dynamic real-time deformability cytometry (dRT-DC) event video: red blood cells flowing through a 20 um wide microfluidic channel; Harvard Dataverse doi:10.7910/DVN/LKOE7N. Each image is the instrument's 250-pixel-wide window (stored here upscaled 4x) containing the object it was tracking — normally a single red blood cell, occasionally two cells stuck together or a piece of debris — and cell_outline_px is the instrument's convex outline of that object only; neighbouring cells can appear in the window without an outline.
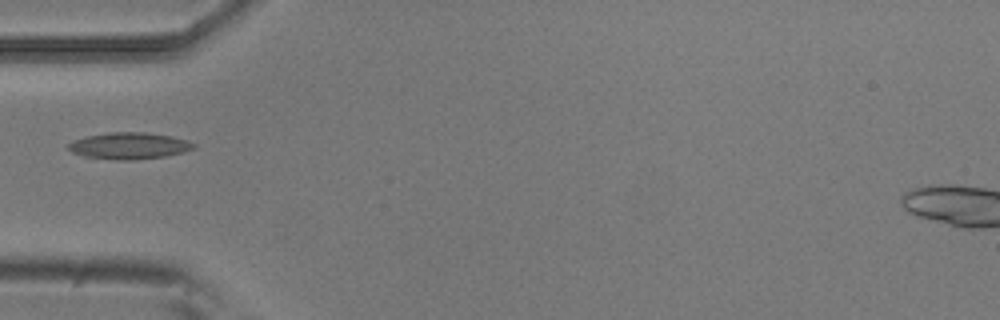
{"species": "common noctule bat (a hibernating species)", "species_latin": "Nyctalus noctula", "temperature_condition": "room temperature", "stored_images_in_passage": 6, "camera_frame_rate_fps": 3000, "um_per_image_px": 0.085, "animal": {"sex": "male", "body_mass_g": 20.5, "forearm_length_mm": 52.5}, "frame": {"image": 1, "passage_image": 2, "time_ms": 0.333, "image_size_px": [1000, 320], "cell_outline_px": [[196, 148], [184, 152], [164, 156], [132, 160], [116, 160], [84, 156], [72, 152], [68, 148], [68, 144], [76, 140], [88, 136], [108, 132], [144, 132], [172, 136], [188, 140], [196, 144]], "centroid_in_image_um": [11.03, 12.39], "position_along_channel_um": 74.0, "area_um2": 19.36}}
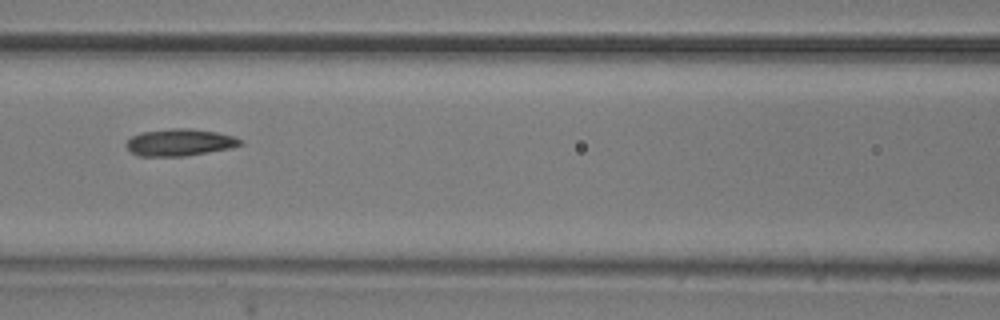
{"frame": {"image": 2, "passage_image": 4, "time_ms": 1.0, "image_size_px": [1000, 320], "cell_outline_px": [[244, 144], [232, 148], [184, 156], [136, 156], [124, 144], [132, 136], [140, 132], [172, 128], [192, 128], [216, 132], [232, 136], [244, 140]], "centroid_in_image_um": [15.29, 12.1], "position_along_channel_um": 151.3, "area_um2": 18.09}}
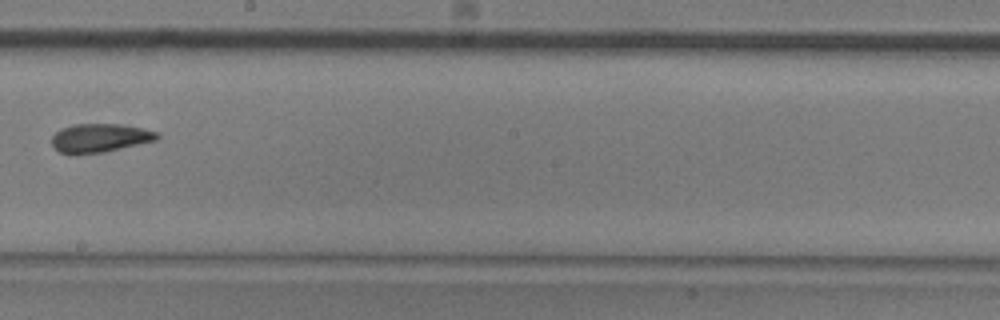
{"frame": {"image": 3, "passage_image": 6, "time_ms": 1.667, "image_size_px": [1000, 320], "cell_outline_px": [[160, 140], [104, 152], [76, 156], [60, 152], [52, 144], [52, 136], [60, 128], [72, 124], [120, 124], [144, 128], [160, 132]], "centroid_in_image_um": [8.53, 11.74], "position_along_channel_um": 239.7, "area_um2": 18.15}}